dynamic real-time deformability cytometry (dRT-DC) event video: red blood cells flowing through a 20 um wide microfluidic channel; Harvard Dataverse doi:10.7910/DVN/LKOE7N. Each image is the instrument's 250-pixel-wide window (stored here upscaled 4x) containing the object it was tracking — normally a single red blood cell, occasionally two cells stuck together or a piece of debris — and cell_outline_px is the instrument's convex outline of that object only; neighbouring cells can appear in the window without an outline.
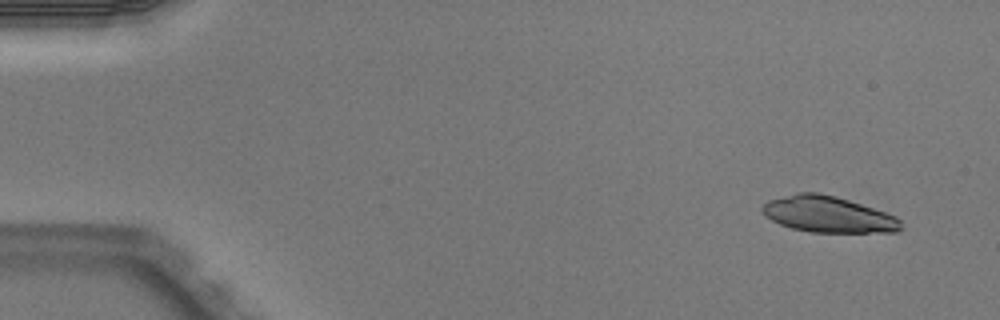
{"species": "Egyptian fruit bat (a non-hibernating species)", "species_latin": "Rousettus aegyptiacus", "temperature_condition": "warm", "stored_images_in_passage": 4, "camera_frame_rate_fps": 3000, "um_per_image_px": 0.085, "animal": {"sex": "male"}, "frame": {"image": 1, "passage_image": 1, "time_ms": 0.0, "image_size_px": [1000, 320], "cell_outline_px": [[904, 228], [900, 232], [812, 232], [792, 228], [780, 224], [764, 216], [760, 208], [768, 200], [796, 192], [816, 192], [836, 196], [896, 216], [900, 220]], "centroid_in_image_um": [70.38, 18.22], "position_along_channel_um": 14.6, "area_um2": 29.25}}